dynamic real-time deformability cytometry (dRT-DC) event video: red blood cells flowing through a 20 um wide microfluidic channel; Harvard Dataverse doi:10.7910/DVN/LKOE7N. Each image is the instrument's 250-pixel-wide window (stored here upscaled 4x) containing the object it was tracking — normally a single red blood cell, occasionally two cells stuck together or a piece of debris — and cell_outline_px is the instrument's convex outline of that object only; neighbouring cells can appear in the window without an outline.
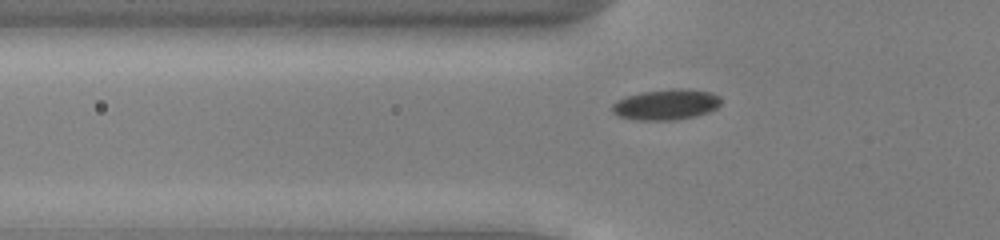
{"species": "common noctule bat (a hibernating species)", "species_latin": "Nyctalus noctula", "temperature_condition": "cold", "stored_images_in_passage": 34, "camera_frame_rate_fps": 3000, "um_per_image_px": 0.085, "animal": {"sex": "male", "body_mass_g": 13.0, "forearm_length_mm": 53.1}, "frame": {"image": 1, "passage_image": 4, "time_ms": 1.0, "image_size_px": [1000, 240], "cell_outline_px": [[720, 104], [716, 108], [708, 112], [696, 116], [676, 120], [636, 120], [620, 116], [612, 112], [612, 104], [616, 100], [640, 92], [672, 88], [680, 88], [712, 92], [720, 96]], "centroid_in_image_um": [56.62, 8.88], "position_along_channel_um": 69.2, "area_um2": 19.54}}
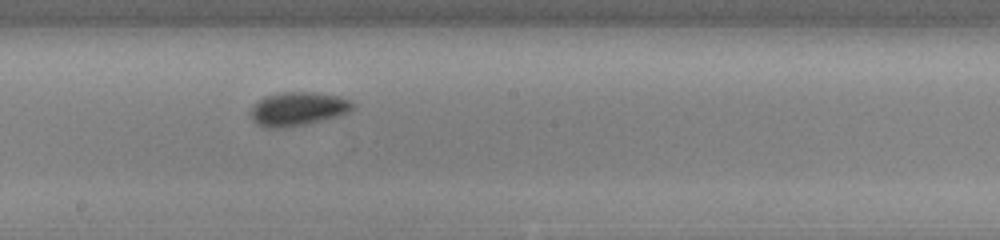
{"frame": {"image": 2, "passage_image": 16, "time_ms": 5.0, "image_size_px": [1000, 240], "cell_outline_px": [[356, 108], [340, 116], [304, 124], [284, 128], [264, 128], [256, 124], [252, 120], [248, 112], [264, 96], [276, 92], [316, 92], [340, 96], [356, 104]], "centroid_in_image_um": [25.32, 9.25], "position_along_channel_um": 222.9, "area_um2": 20.4}}
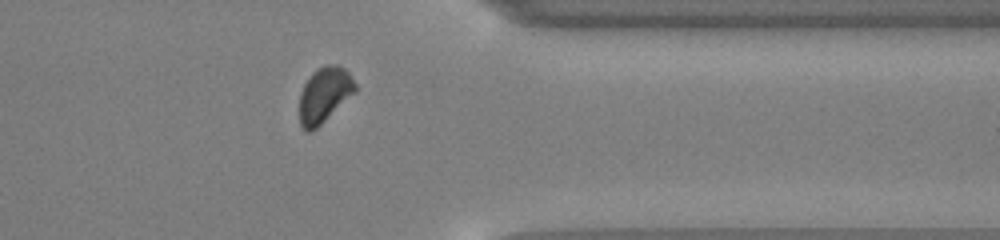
{"frame": {"image": 3, "passage_image": 29, "time_ms": 9.333, "image_size_px": [1000, 240], "cell_outline_px": [[356, 92], [312, 132], [308, 132], [300, 124], [300, 92], [304, 84], [312, 72], [316, 68], [328, 64], [336, 64], [344, 68], [348, 72], [356, 84]], "centroid_in_image_um": [27.57, 8.04], "position_along_channel_um": 383.8, "area_um2": 17.98}}